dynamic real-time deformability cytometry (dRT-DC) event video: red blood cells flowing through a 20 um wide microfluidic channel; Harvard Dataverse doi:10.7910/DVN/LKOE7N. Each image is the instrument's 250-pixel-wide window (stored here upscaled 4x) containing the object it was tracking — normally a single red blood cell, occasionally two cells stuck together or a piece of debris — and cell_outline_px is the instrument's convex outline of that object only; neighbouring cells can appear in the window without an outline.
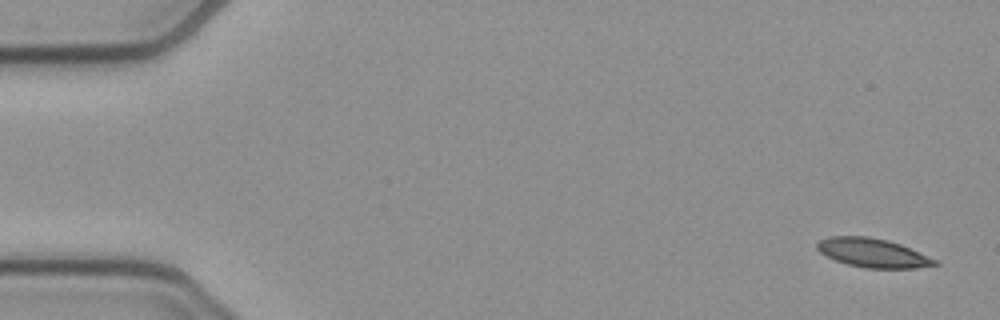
{"species": "common noctule bat (a hibernating species)", "species_latin": "Nyctalus noctula", "temperature_condition": "cold", "stored_images_in_passage": 52, "camera_frame_rate_fps": 3000, "um_per_image_px": 0.085, "animal": {"sex": "female", "body_mass_g": 21.9}, "frame": {"image": 1, "passage_image": 1, "time_ms": 0.0, "image_size_px": [1000, 320], "cell_outline_px": [[940, 264], [916, 268], [864, 268], [848, 264], [836, 260], [820, 252], [816, 248], [816, 244], [820, 240], [828, 236], [868, 236], [888, 240], [900, 244], [936, 260]], "centroid_in_image_um": [74.16, 21.49], "position_along_channel_um": 10.8, "area_um2": 19.65}}
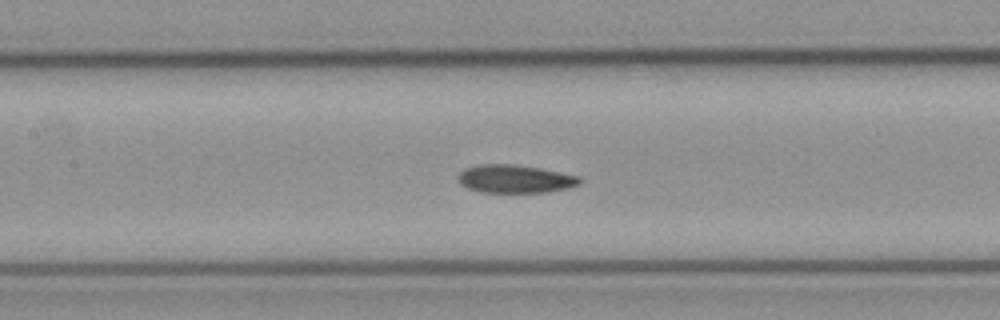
{"frame": {"image": 2, "passage_image": 23, "time_ms": 7.333, "image_size_px": [1000, 320], "cell_outline_px": [[584, 180], [580, 184], [568, 188], [548, 192], [480, 192], [468, 188], [460, 184], [456, 180], [456, 176], [464, 168], [480, 164], [516, 164], [540, 168], [580, 176]], "centroid_in_image_um": [43.77, 15.2], "position_along_channel_um": 163.6, "area_um2": 20.23}}
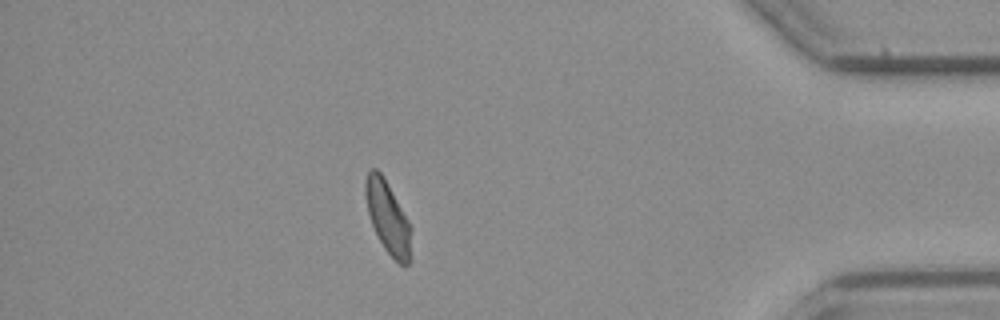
{"frame": {"image": 3, "passage_image": 45, "time_ms": 14.667, "image_size_px": [1000, 320], "cell_outline_px": [[412, 260], [404, 268], [384, 248], [372, 224], [368, 212], [364, 192], [364, 180], [368, 172], [372, 168], [376, 168], [380, 172], [408, 220], [412, 228]], "centroid_in_image_um": [33.0, 18.54], "position_along_channel_um": 402.2, "area_um2": 19.25}, "authors_computed_cell_mechanics": {"area_um2": 20.1433, "velocity_mm_per_s": 3.8618, "shape_relaxation_time_tau1_ms": null, "shape_relaxation_time_tau2_ms": 3.8803, "deformation_change_tau1": null, "deformation_change_tau2": 0.1013}}